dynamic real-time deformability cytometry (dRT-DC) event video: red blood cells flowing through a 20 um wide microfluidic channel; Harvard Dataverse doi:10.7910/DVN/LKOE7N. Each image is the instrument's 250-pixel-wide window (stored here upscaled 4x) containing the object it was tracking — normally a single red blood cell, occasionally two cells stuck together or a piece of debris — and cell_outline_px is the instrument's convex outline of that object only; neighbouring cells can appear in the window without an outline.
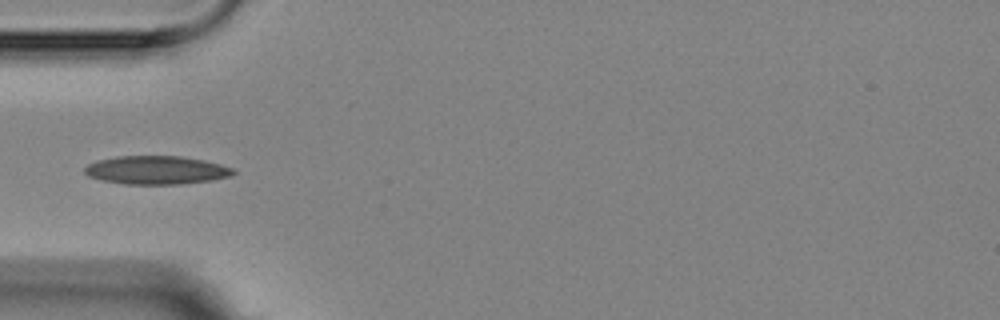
{"species": "Egyptian fruit bat (a non-hibernating species)", "species_latin": "Rousettus aegyptiacus", "temperature_condition": "room temperature", "stored_images_in_passage": 3, "camera_frame_rate_fps": 3000, "um_per_image_px": 0.085, "animal": {"sex": "female"}, "frame": {"image": 1, "passage_image": 3, "time_ms": 4.0, "image_size_px": [1000, 320], "cell_outline_px": [[236, 172], [232, 176], [212, 180], [180, 184], [124, 184], [100, 180], [88, 176], [84, 172], [84, 168], [88, 164], [100, 160], [116, 156], [180, 156], [204, 160], [220, 164], [232, 168]], "centroid_in_image_um": [13.29, 14.46], "position_along_channel_um": 71.7, "area_um2": 24.62}}